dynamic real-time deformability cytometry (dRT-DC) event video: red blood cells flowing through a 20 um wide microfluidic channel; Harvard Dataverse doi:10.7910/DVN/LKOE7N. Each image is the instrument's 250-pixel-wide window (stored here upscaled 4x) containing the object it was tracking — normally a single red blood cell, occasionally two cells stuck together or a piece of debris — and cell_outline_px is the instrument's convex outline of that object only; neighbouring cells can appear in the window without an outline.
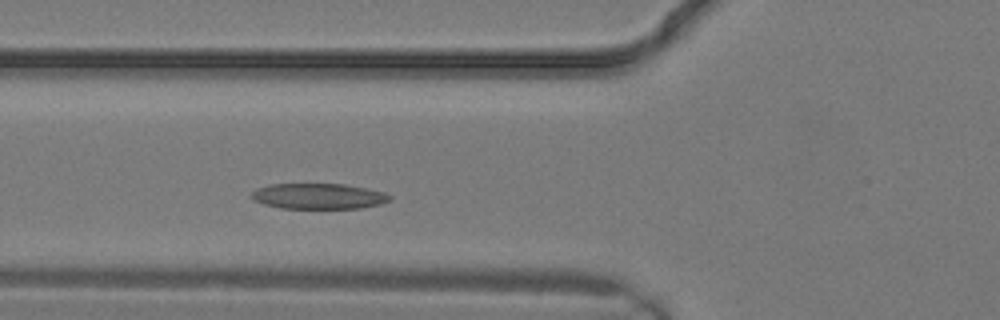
{"species": "common noctule bat (a hibernating species)", "species_latin": "Nyctalus noctula", "temperature_condition": "warm", "stored_images_in_passage": 6, "camera_frame_rate_fps": 3000, "um_per_image_px": 0.085, "animal": {"sex": "male", "body_mass_g": 19.2, "forearm_length_mm": 51.8}, "frame": {"image": 1, "passage_image": 6, "time_ms": 1.667, "image_size_px": [1000, 320], "cell_outline_px": [[392, 200], [380, 204], [360, 208], [280, 208], [264, 204], [252, 200], [248, 196], [256, 188], [272, 184], [344, 184], [384, 192], [392, 196]], "centroid_in_image_um": [27.04, 16.68], "position_along_channel_um": 98.8, "area_um2": 20.69}}